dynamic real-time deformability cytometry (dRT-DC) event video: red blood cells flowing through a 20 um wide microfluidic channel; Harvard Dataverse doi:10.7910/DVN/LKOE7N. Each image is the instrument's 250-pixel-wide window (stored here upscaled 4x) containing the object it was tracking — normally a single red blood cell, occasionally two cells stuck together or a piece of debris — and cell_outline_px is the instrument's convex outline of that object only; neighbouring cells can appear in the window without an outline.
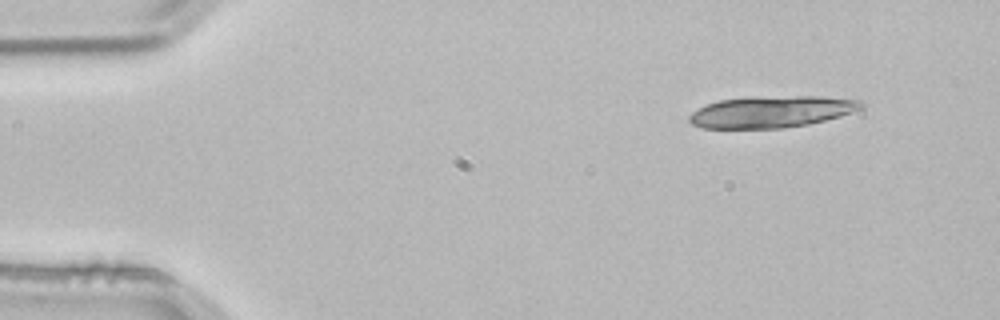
{"species": "common noctule bat (a hibernating species)", "species_latin": "Nyctalus noctula", "temperature_condition": "room temperature", "stored_images_in_passage": 3, "camera_frame_rate_fps": 3000, "um_per_image_px": 0.085, "animal": {"sex": "male", "body_mass_g": 21.5, "forearm_length_mm": 52.0}, "frame": {"image": 1, "passage_image": 1, "time_ms": 0.0, "image_size_px": [1000, 320], "cell_outline_px": [[864, 104], [860, 108], [840, 116], [808, 124], [780, 128], [704, 128], [692, 124], [688, 120], [688, 116], [692, 112], [708, 104], [720, 100], [796, 96], [824, 96], [860, 100]], "centroid_in_image_um": [65.58, 9.51], "position_along_channel_um": 19.4, "area_um2": 30.92}}
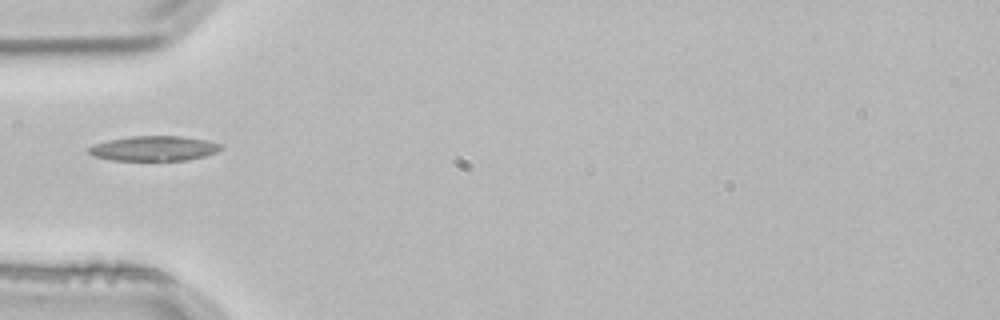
{"frame": {"image": 2, "passage_image": 3, "time_ms": 0.667, "image_size_px": [1000, 320], "cell_outline_px": [[224, 148], [216, 152], [204, 156], [188, 160], [112, 160], [92, 156], [88, 152], [88, 148], [92, 144], [108, 140], [132, 136], [184, 136], [208, 140], [220, 144]], "centroid_in_image_um": [13.08, 12.61], "position_along_channel_um": 71.9, "area_um2": 19.31}}